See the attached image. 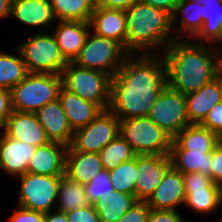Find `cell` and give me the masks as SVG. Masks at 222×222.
I'll list each match as a JSON object with an SVG mask.
<instances>
[{
  "label": "cell",
  "mask_w": 222,
  "mask_h": 222,
  "mask_svg": "<svg viewBox=\"0 0 222 222\" xmlns=\"http://www.w3.org/2000/svg\"><path fill=\"white\" fill-rule=\"evenodd\" d=\"M138 200L134 195L113 191L106 199L94 204L100 222H117Z\"/></svg>",
  "instance_id": "cell-29"
},
{
  "label": "cell",
  "mask_w": 222,
  "mask_h": 222,
  "mask_svg": "<svg viewBox=\"0 0 222 222\" xmlns=\"http://www.w3.org/2000/svg\"><path fill=\"white\" fill-rule=\"evenodd\" d=\"M57 21L89 22L95 0H49Z\"/></svg>",
  "instance_id": "cell-30"
},
{
  "label": "cell",
  "mask_w": 222,
  "mask_h": 222,
  "mask_svg": "<svg viewBox=\"0 0 222 222\" xmlns=\"http://www.w3.org/2000/svg\"><path fill=\"white\" fill-rule=\"evenodd\" d=\"M12 0H0V19L9 18Z\"/></svg>",
  "instance_id": "cell-47"
},
{
  "label": "cell",
  "mask_w": 222,
  "mask_h": 222,
  "mask_svg": "<svg viewBox=\"0 0 222 222\" xmlns=\"http://www.w3.org/2000/svg\"><path fill=\"white\" fill-rule=\"evenodd\" d=\"M104 169L99 153L74 151L68 146L65 157V175L83 185Z\"/></svg>",
  "instance_id": "cell-23"
},
{
  "label": "cell",
  "mask_w": 222,
  "mask_h": 222,
  "mask_svg": "<svg viewBox=\"0 0 222 222\" xmlns=\"http://www.w3.org/2000/svg\"><path fill=\"white\" fill-rule=\"evenodd\" d=\"M219 75L222 77V49L220 48V72Z\"/></svg>",
  "instance_id": "cell-48"
},
{
  "label": "cell",
  "mask_w": 222,
  "mask_h": 222,
  "mask_svg": "<svg viewBox=\"0 0 222 222\" xmlns=\"http://www.w3.org/2000/svg\"><path fill=\"white\" fill-rule=\"evenodd\" d=\"M202 4V28L194 37L198 44H222V0H191Z\"/></svg>",
  "instance_id": "cell-25"
},
{
  "label": "cell",
  "mask_w": 222,
  "mask_h": 222,
  "mask_svg": "<svg viewBox=\"0 0 222 222\" xmlns=\"http://www.w3.org/2000/svg\"><path fill=\"white\" fill-rule=\"evenodd\" d=\"M202 4H197L191 0H180L177 8L172 15V30L180 35V40L194 38L202 28ZM181 16V17H180ZM179 18V19H178ZM179 20V21H178ZM180 24L175 26L174 24ZM175 26V27H174ZM184 31V32H182ZM186 36V37H185Z\"/></svg>",
  "instance_id": "cell-26"
},
{
  "label": "cell",
  "mask_w": 222,
  "mask_h": 222,
  "mask_svg": "<svg viewBox=\"0 0 222 222\" xmlns=\"http://www.w3.org/2000/svg\"><path fill=\"white\" fill-rule=\"evenodd\" d=\"M119 135L137 155H169L173 139L148 116L120 120Z\"/></svg>",
  "instance_id": "cell-5"
},
{
  "label": "cell",
  "mask_w": 222,
  "mask_h": 222,
  "mask_svg": "<svg viewBox=\"0 0 222 222\" xmlns=\"http://www.w3.org/2000/svg\"><path fill=\"white\" fill-rule=\"evenodd\" d=\"M1 128L4 131L2 132L4 135L35 147L50 142L36 113L12 110L11 115Z\"/></svg>",
  "instance_id": "cell-13"
},
{
  "label": "cell",
  "mask_w": 222,
  "mask_h": 222,
  "mask_svg": "<svg viewBox=\"0 0 222 222\" xmlns=\"http://www.w3.org/2000/svg\"><path fill=\"white\" fill-rule=\"evenodd\" d=\"M111 183L115 191L135 196V184L138 178L137 155L109 170Z\"/></svg>",
  "instance_id": "cell-34"
},
{
  "label": "cell",
  "mask_w": 222,
  "mask_h": 222,
  "mask_svg": "<svg viewBox=\"0 0 222 222\" xmlns=\"http://www.w3.org/2000/svg\"><path fill=\"white\" fill-rule=\"evenodd\" d=\"M172 167L169 155H137L135 198L147 201Z\"/></svg>",
  "instance_id": "cell-12"
},
{
  "label": "cell",
  "mask_w": 222,
  "mask_h": 222,
  "mask_svg": "<svg viewBox=\"0 0 222 222\" xmlns=\"http://www.w3.org/2000/svg\"><path fill=\"white\" fill-rule=\"evenodd\" d=\"M185 189H222V186L214 183L210 177L202 173L182 174Z\"/></svg>",
  "instance_id": "cell-36"
},
{
  "label": "cell",
  "mask_w": 222,
  "mask_h": 222,
  "mask_svg": "<svg viewBox=\"0 0 222 222\" xmlns=\"http://www.w3.org/2000/svg\"><path fill=\"white\" fill-rule=\"evenodd\" d=\"M181 216L177 210L150 209L146 222H190Z\"/></svg>",
  "instance_id": "cell-41"
},
{
  "label": "cell",
  "mask_w": 222,
  "mask_h": 222,
  "mask_svg": "<svg viewBox=\"0 0 222 222\" xmlns=\"http://www.w3.org/2000/svg\"><path fill=\"white\" fill-rule=\"evenodd\" d=\"M120 120L109 110H102L85 127L73 132L69 145L74 151L99 153L119 135Z\"/></svg>",
  "instance_id": "cell-11"
},
{
  "label": "cell",
  "mask_w": 222,
  "mask_h": 222,
  "mask_svg": "<svg viewBox=\"0 0 222 222\" xmlns=\"http://www.w3.org/2000/svg\"><path fill=\"white\" fill-rule=\"evenodd\" d=\"M185 200V187L182 174L171 167L165 174L161 184L146 201L151 209L177 210Z\"/></svg>",
  "instance_id": "cell-18"
},
{
  "label": "cell",
  "mask_w": 222,
  "mask_h": 222,
  "mask_svg": "<svg viewBox=\"0 0 222 222\" xmlns=\"http://www.w3.org/2000/svg\"><path fill=\"white\" fill-rule=\"evenodd\" d=\"M58 100L73 131L88 125L103 110L98 104L83 100L63 86L60 88Z\"/></svg>",
  "instance_id": "cell-22"
},
{
  "label": "cell",
  "mask_w": 222,
  "mask_h": 222,
  "mask_svg": "<svg viewBox=\"0 0 222 222\" xmlns=\"http://www.w3.org/2000/svg\"><path fill=\"white\" fill-rule=\"evenodd\" d=\"M148 117L174 138L186 126L190 125L185 94L166 85L152 105Z\"/></svg>",
  "instance_id": "cell-10"
},
{
  "label": "cell",
  "mask_w": 222,
  "mask_h": 222,
  "mask_svg": "<svg viewBox=\"0 0 222 222\" xmlns=\"http://www.w3.org/2000/svg\"><path fill=\"white\" fill-rule=\"evenodd\" d=\"M67 148V145L53 141L36 147L28 165L27 173L63 176L65 174Z\"/></svg>",
  "instance_id": "cell-17"
},
{
  "label": "cell",
  "mask_w": 222,
  "mask_h": 222,
  "mask_svg": "<svg viewBox=\"0 0 222 222\" xmlns=\"http://www.w3.org/2000/svg\"><path fill=\"white\" fill-rule=\"evenodd\" d=\"M56 29L50 31L55 37L60 52L67 62H73L84 46L86 37L90 32L89 22L56 21Z\"/></svg>",
  "instance_id": "cell-20"
},
{
  "label": "cell",
  "mask_w": 222,
  "mask_h": 222,
  "mask_svg": "<svg viewBox=\"0 0 222 222\" xmlns=\"http://www.w3.org/2000/svg\"><path fill=\"white\" fill-rule=\"evenodd\" d=\"M140 1L150 6L160 8L169 13L171 16L174 14L177 5L180 2V0H140Z\"/></svg>",
  "instance_id": "cell-45"
},
{
  "label": "cell",
  "mask_w": 222,
  "mask_h": 222,
  "mask_svg": "<svg viewBox=\"0 0 222 222\" xmlns=\"http://www.w3.org/2000/svg\"><path fill=\"white\" fill-rule=\"evenodd\" d=\"M68 222H100L94 205L83 206L66 213Z\"/></svg>",
  "instance_id": "cell-38"
},
{
  "label": "cell",
  "mask_w": 222,
  "mask_h": 222,
  "mask_svg": "<svg viewBox=\"0 0 222 222\" xmlns=\"http://www.w3.org/2000/svg\"><path fill=\"white\" fill-rule=\"evenodd\" d=\"M195 41L174 40L162 53L166 63L167 85L187 94L199 90L220 72V49Z\"/></svg>",
  "instance_id": "cell-2"
},
{
  "label": "cell",
  "mask_w": 222,
  "mask_h": 222,
  "mask_svg": "<svg viewBox=\"0 0 222 222\" xmlns=\"http://www.w3.org/2000/svg\"><path fill=\"white\" fill-rule=\"evenodd\" d=\"M12 113L10 90L0 87V127Z\"/></svg>",
  "instance_id": "cell-43"
},
{
  "label": "cell",
  "mask_w": 222,
  "mask_h": 222,
  "mask_svg": "<svg viewBox=\"0 0 222 222\" xmlns=\"http://www.w3.org/2000/svg\"><path fill=\"white\" fill-rule=\"evenodd\" d=\"M200 125L217 134L222 131V101L210 109Z\"/></svg>",
  "instance_id": "cell-39"
},
{
  "label": "cell",
  "mask_w": 222,
  "mask_h": 222,
  "mask_svg": "<svg viewBox=\"0 0 222 222\" xmlns=\"http://www.w3.org/2000/svg\"><path fill=\"white\" fill-rule=\"evenodd\" d=\"M86 195L92 205L99 199H106L114 190L109 170L103 169L87 184L84 185Z\"/></svg>",
  "instance_id": "cell-35"
},
{
  "label": "cell",
  "mask_w": 222,
  "mask_h": 222,
  "mask_svg": "<svg viewBox=\"0 0 222 222\" xmlns=\"http://www.w3.org/2000/svg\"><path fill=\"white\" fill-rule=\"evenodd\" d=\"M125 13L129 54H158L157 49L161 54L174 40H180L172 34V16L160 8L138 1Z\"/></svg>",
  "instance_id": "cell-3"
},
{
  "label": "cell",
  "mask_w": 222,
  "mask_h": 222,
  "mask_svg": "<svg viewBox=\"0 0 222 222\" xmlns=\"http://www.w3.org/2000/svg\"><path fill=\"white\" fill-rule=\"evenodd\" d=\"M60 177L27 172L18 176L20 188L17 206L42 213L51 211L58 200Z\"/></svg>",
  "instance_id": "cell-9"
},
{
  "label": "cell",
  "mask_w": 222,
  "mask_h": 222,
  "mask_svg": "<svg viewBox=\"0 0 222 222\" xmlns=\"http://www.w3.org/2000/svg\"><path fill=\"white\" fill-rule=\"evenodd\" d=\"M8 218V222H44V213L16 205L14 213Z\"/></svg>",
  "instance_id": "cell-40"
},
{
  "label": "cell",
  "mask_w": 222,
  "mask_h": 222,
  "mask_svg": "<svg viewBox=\"0 0 222 222\" xmlns=\"http://www.w3.org/2000/svg\"><path fill=\"white\" fill-rule=\"evenodd\" d=\"M0 137V169L12 176H21L27 172L28 165L36 147L12 139L3 133Z\"/></svg>",
  "instance_id": "cell-16"
},
{
  "label": "cell",
  "mask_w": 222,
  "mask_h": 222,
  "mask_svg": "<svg viewBox=\"0 0 222 222\" xmlns=\"http://www.w3.org/2000/svg\"><path fill=\"white\" fill-rule=\"evenodd\" d=\"M15 52L18 54L0 51V87L8 90L19 84L29 73L17 47Z\"/></svg>",
  "instance_id": "cell-31"
},
{
  "label": "cell",
  "mask_w": 222,
  "mask_h": 222,
  "mask_svg": "<svg viewBox=\"0 0 222 222\" xmlns=\"http://www.w3.org/2000/svg\"><path fill=\"white\" fill-rule=\"evenodd\" d=\"M211 179L222 186V142L212 152Z\"/></svg>",
  "instance_id": "cell-42"
},
{
  "label": "cell",
  "mask_w": 222,
  "mask_h": 222,
  "mask_svg": "<svg viewBox=\"0 0 222 222\" xmlns=\"http://www.w3.org/2000/svg\"><path fill=\"white\" fill-rule=\"evenodd\" d=\"M10 16L28 27H38V32L39 27L50 31V25L56 21L49 0H12Z\"/></svg>",
  "instance_id": "cell-19"
},
{
  "label": "cell",
  "mask_w": 222,
  "mask_h": 222,
  "mask_svg": "<svg viewBox=\"0 0 222 222\" xmlns=\"http://www.w3.org/2000/svg\"><path fill=\"white\" fill-rule=\"evenodd\" d=\"M173 140L187 151H213L220 143L219 135L200 124H190Z\"/></svg>",
  "instance_id": "cell-27"
},
{
  "label": "cell",
  "mask_w": 222,
  "mask_h": 222,
  "mask_svg": "<svg viewBox=\"0 0 222 222\" xmlns=\"http://www.w3.org/2000/svg\"><path fill=\"white\" fill-rule=\"evenodd\" d=\"M222 189H185L184 205L196 213H213L221 207Z\"/></svg>",
  "instance_id": "cell-32"
},
{
  "label": "cell",
  "mask_w": 222,
  "mask_h": 222,
  "mask_svg": "<svg viewBox=\"0 0 222 222\" xmlns=\"http://www.w3.org/2000/svg\"><path fill=\"white\" fill-rule=\"evenodd\" d=\"M128 55L129 53L118 42L92 34L90 30L73 63L104 72L112 78Z\"/></svg>",
  "instance_id": "cell-8"
},
{
  "label": "cell",
  "mask_w": 222,
  "mask_h": 222,
  "mask_svg": "<svg viewBox=\"0 0 222 222\" xmlns=\"http://www.w3.org/2000/svg\"><path fill=\"white\" fill-rule=\"evenodd\" d=\"M150 209L146 201H137L117 222H146Z\"/></svg>",
  "instance_id": "cell-37"
},
{
  "label": "cell",
  "mask_w": 222,
  "mask_h": 222,
  "mask_svg": "<svg viewBox=\"0 0 222 222\" xmlns=\"http://www.w3.org/2000/svg\"><path fill=\"white\" fill-rule=\"evenodd\" d=\"M218 135H219L220 141L222 142V131Z\"/></svg>",
  "instance_id": "cell-49"
},
{
  "label": "cell",
  "mask_w": 222,
  "mask_h": 222,
  "mask_svg": "<svg viewBox=\"0 0 222 222\" xmlns=\"http://www.w3.org/2000/svg\"><path fill=\"white\" fill-rule=\"evenodd\" d=\"M44 222H68V219L65 212L55 209L54 212L44 213Z\"/></svg>",
  "instance_id": "cell-46"
},
{
  "label": "cell",
  "mask_w": 222,
  "mask_h": 222,
  "mask_svg": "<svg viewBox=\"0 0 222 222\" xmlns=\"http://www.w3.org/2000/svg\"><path fill=\"white\" fill-rule=\"evenodd\" d=\"M92 33L118 42L126 50L125 10L95 8L89 20Z\"/></svg>",
  "instance_id": "cell-14"
},
{
  "label": "cell",
  "mask_w": 222,
  "mask_h": 222,
  "mask_svg": "<svg viewBox=\"0 0 222 222\" xmlns=\"http://www.w3.org/2000/svg\"><path fill=\"white\" fill-rule=\"evenodd\" d=\"M30 73L61 75L67 61L51 31H39L17 47Z\"/></svg>",
  "instance_id": "cell-7"
},
{
  "label": "cell",
  "mask_w": 222,
  "mask_h": 222,
  "mask_svg": "<svg viewBox=\"0 0 222 222\" xmlns=\"http://www.w3.org/2000/svg\"><path fill=\"white\" fill-rule=\"evenodd\" d=\"M213 151L183 150L173 139L170 148L172 167L181 174L202 173L211 178Z\"/></svg>",
  "instance_id": "cell-24"
},
{
  "label": "cell",
  "mask_w": 222,
  "mask_h": 222,
  "mask_svg": "<svg viewBox=\"0 0 222 222\" xmlns=\"http://www.w3.org/2000/svg\"><path fill=\"white\" fill-rule=\"evenodd\" d=\"M167 85L162 54H129L110 81L109 110L119 119L147 117Z\"/></svg>",
  "instance_id": "cell-1"
},
{
  "label": "cell",
  "mask_w": 222,
  "mask_h": 222,
  "mask_svg": "<svg viewBox=\"0 0 222 222\" xmlns=\"http://www.w3.org/2000/svg\"><path fill=\"white\" fill-rule=\"evenodd\" d=\"M36 115L50 141L71 144L74 131L58 99L44 105Z\"/></svg>",
  "instance_id": "cell-21"
},
{
  "label": "cell",
  "mask_w": 222,
  "mask_h": 222,
  "mask_svg": "<svg viewBox=\"0 0 222 222\" xmlns=\"http://www.w3.org/2000/svg\"><path fill=\"white\" fill-rule=\"evenodd\" d=\"M55 204L56 210L65 213L92 205L86 195L84 185L71 180L65 174L60 177L58 200Z\"/></svg>",
  "instance_id": "cell-28"
},
{
  "label": "cell",
  "mask_w": 222,
  "mask_h": 222,
  "mask_svg": "<svg viewBox=\"0 0 222 222\" xmlns=\"http://www.w3.org/2000/svg\"><path fill=\"white\" fill-rule=\"evenodd\" d=\"M140 0H95V8L127 10Z\"/></svg>",
  "instance_id": "cell-44"
},
{
  "label": "cell",
  "mask_w": 222,
  "mask_h": 222,
  "mask_svg": "<svg viewBox=\"0 0 222 222\" xmlns=\"http://www.w3.org/2000/svg\"><path fill=\"white\" fill-rule=\"evenodd\" d=\"M61 87V75L29 72L10 90L12 110L36 113L47 103L58 99Z\"/></svg>",
  "instance_id": "cell-4"
},
{
  "label": "cell",
  "mask_w": 222,
  "mask_h": 222,
  "mask_svg": "<svg viewBox=\"0 0 222 222\" xmlns=\"http://www.w3.org/2000/svg\"><path fill=\"white\" fill-rule=\"evenodd\" d=\"M136 155L132 147L120 135L99 152L105 170L114 169L122 162L132 160Z\"/></svg>",
  "instance_id": "cell-33"
},
{
  "label": "cell",
  "mask_w": 222,
  "mask_h": 222,
  "mask_svg": "<svg viewBox=\"0 0 222 222\" xmlns=\"http://www.w3.org/2000/svg\"><path fill=\"white\" fill-rule=\"evenodd\" d=\"M62 86L83 100L98 104L103 110L110 105L111 77L104 72L68 62L62 71Z\"/></svg>",
  "instance_id": "cell-6"
},
{
  "label": "cell",
  "mask_w": 222,
  "mask_h": 222,
  "mask_svg": "<svg viewBox=\"0 0 222 222\" xmlns=\"http://www.w3.org/2000/svg\"><path fill=\"white\" fill-rule=\"evenodd\" d=\"M221 206H222V198H221ZM218 222H222V217H220V221Z\"/></svg>",
  "instance_id": "cell-50"
},
{
  "label": "cell",
  "mask_w": 222,
  "mask_h": 222,
  "mask_svg": "<svg viewBox=\"0 0 222 222\" xmlns=\"http://www.w3.org/2000/svg\"><path fill=\"white\" fill-rule=\"evenodd\" d=\"M190 124H201L210 109L222 101V77L218 75L199 90L185 94Z\"/></svg>",
  "instance_id": "cell-15"
}]
</instances>
